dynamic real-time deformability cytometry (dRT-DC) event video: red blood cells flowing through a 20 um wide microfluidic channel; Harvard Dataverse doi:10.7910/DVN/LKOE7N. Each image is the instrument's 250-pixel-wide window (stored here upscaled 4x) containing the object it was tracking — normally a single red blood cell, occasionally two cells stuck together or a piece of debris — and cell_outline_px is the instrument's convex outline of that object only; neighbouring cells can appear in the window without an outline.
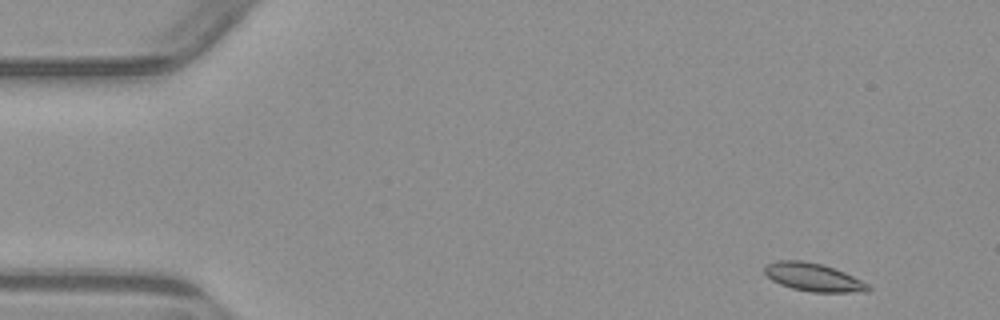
{"species": "common noctule bat (a hibernating species)", "species_latin": "Nyctalus noctula", "temperature_condition": "warm", "stored_images_in_passage": 4, "camera_frame_rate_fps": 3000, "um_per_image_px": 0.085, "animal": {"sex": "male", "body_mass_g": 23.1, "forearm_length_mm": 52.7}, "frame": {"image": 1, "passage_image": 1, "time_ms": 0.0, "image_size_px": [1000, 320], "cell_outline_px": [[872, 288], [868, 292], [812, 292], [792, 288], [780, 284], [772, 280], [764, 272], [764, 264], [776, 260], [804, 260], [820, 264], [844, 272], [868, 284]], "centroid_in_image_um": [69.11, 23.56], "position_along_channel_um": 15.9, "area_um2": 16.94}}
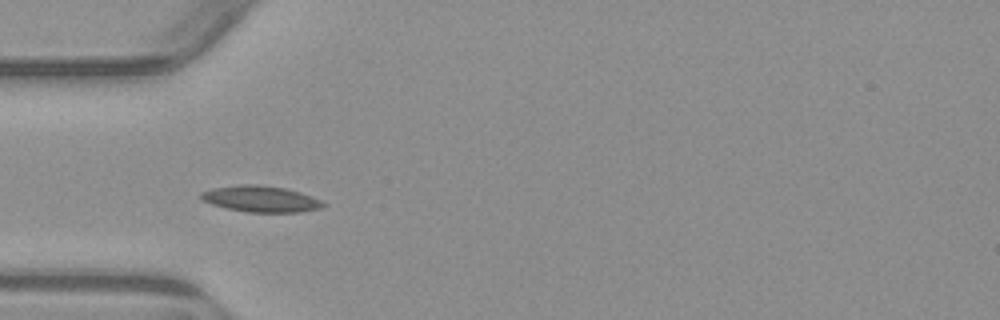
{"frame": {"image": 2, "passage_image": 4, "time_ms": 4.0, "image_size_px": [1000, 320], "cell_outline_px": [[324, 204], [320, 208], [300, 212], [248, 212], [224, 208], [200, 200], [200, 192], [212, 188], [236, 184], [260, 184], [284, 188], [300, 192], [320, 200]], "centroid_in_image_um": [22.08, 16.9], "position_along_channel_um": 62.9, "area_um2": 18.73}}